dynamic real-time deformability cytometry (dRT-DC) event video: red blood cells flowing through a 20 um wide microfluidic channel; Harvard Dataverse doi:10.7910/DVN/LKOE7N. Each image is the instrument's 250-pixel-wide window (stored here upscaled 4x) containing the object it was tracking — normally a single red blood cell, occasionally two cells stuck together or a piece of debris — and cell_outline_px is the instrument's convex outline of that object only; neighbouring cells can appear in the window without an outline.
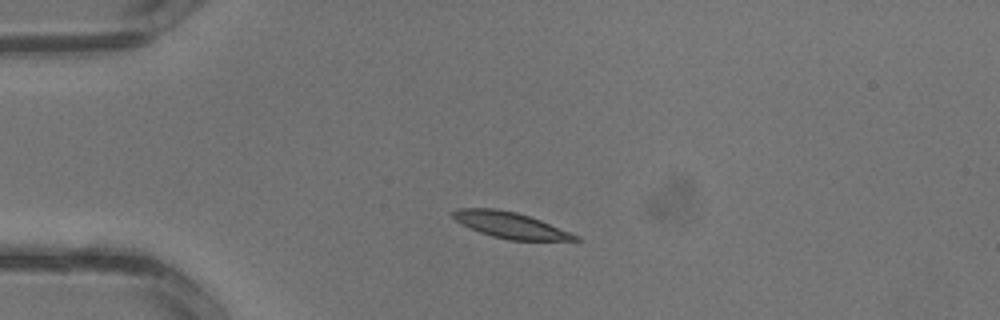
{"species": "common noctule bat (a hibernating species)", "species_latin": "Nyctalus noctula", "temperature_condition": "warm", "stored_images_in_passage": 1, "camera_frame_rate_fps": 3000, "um_per_image_px": 0.085, "animal": {"sex": "male", "body_mass_g": 13.3}, "frame": {"image": 1, "passage_image": 1, "time_ms": 0.0, "image_size_px": [1000, 320], "cell_outline_px": [[584, 240], [508, 240], [492, 236], [480, 232], [456, 220], [452, 216], [452, 212], [460, 208], [496, 208], [516, 212], [540, 220], [580, 236]], "centroid_in_image_um": [43.41, 19.14], "position_along_channel_um": 41.6, "area_um2": 18.26}}